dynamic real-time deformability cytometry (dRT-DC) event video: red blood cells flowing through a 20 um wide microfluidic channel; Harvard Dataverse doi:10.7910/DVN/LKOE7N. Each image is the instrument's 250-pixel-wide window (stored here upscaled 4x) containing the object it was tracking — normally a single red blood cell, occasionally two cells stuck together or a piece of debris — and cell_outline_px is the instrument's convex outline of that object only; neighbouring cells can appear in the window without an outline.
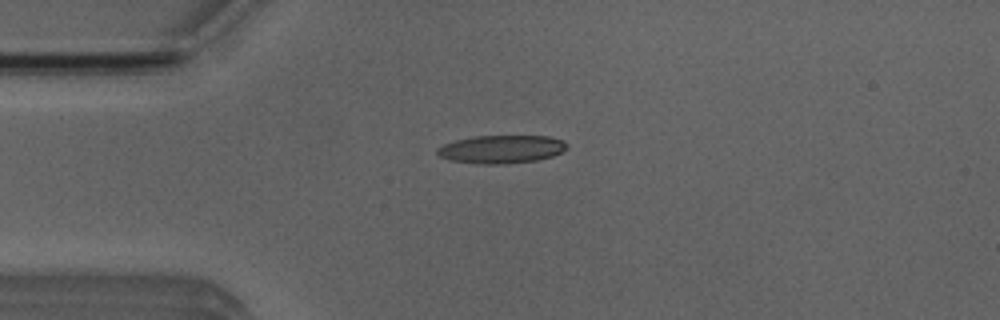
{"species": "Egyptian fruit bat (a non-hibernating species)", "species_latin": "Rousettus aegyptiacus", "temperature_condition": "room temperature", "stored_images_in_passage": 4, "camera_frame_rate_fps": 3000, "um_per_image_px": 0.085, "animal": {"sex": "male"}, "frame": {"image": 1, "passage_image": 3, "time_ms": 2.333, "image_size_px": [1000, 320], "cell_outline_px": [[568, 148], [552, 156], [536, 160], [504, 164], [480, 164], [448, 160], [440, 156], [436, 152], [436, 148], [444, 144], [456, 140], [476, 136], [548, 136], [564, 140], [568, 144]], "centroid_in_image_um": [42.62, 12.68], "position_along_channel_um": 42.4, "area_um2": 21.27}}